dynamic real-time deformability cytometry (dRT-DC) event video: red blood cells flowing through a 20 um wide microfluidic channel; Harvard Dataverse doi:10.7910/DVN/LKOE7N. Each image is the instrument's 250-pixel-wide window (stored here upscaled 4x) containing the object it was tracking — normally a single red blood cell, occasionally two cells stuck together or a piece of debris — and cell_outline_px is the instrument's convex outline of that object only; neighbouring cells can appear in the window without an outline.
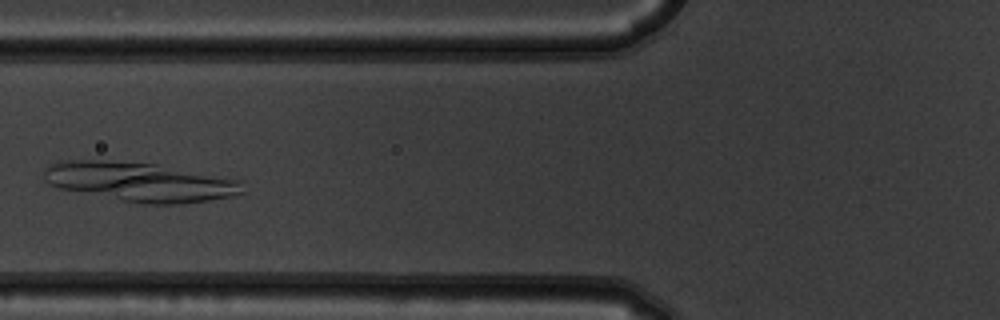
{"species": "common noctule bat (a hibernating species)", "species_latin": "Nyctalus noctula", "temperature_condition": "warm", "stored_images_in_passage": 7, "camera_frame_rate_fps": 3000, "um_per_image_px": 0.085, "animal": {"sex": "male", "body_mass_g": 19.5, "forearm_length_mm": 54.6}, "frame": {"image": 1, "passage_image": 6, "time_ms": 1.667, "image_size_px": [1000, 320], "cell_outline_px": [[244, 192], [232, 196], [184, 204], [144, 204], [56, 188], [48, 184], [44, 180], [40, 172], [52, 164], [68, 160], [104, 160], [156, 164], [244, 180]], "centroid_in_image_um": [11.9, 15.46], "position_along_channel_um": 113.9, "area_um2": 45.72}}